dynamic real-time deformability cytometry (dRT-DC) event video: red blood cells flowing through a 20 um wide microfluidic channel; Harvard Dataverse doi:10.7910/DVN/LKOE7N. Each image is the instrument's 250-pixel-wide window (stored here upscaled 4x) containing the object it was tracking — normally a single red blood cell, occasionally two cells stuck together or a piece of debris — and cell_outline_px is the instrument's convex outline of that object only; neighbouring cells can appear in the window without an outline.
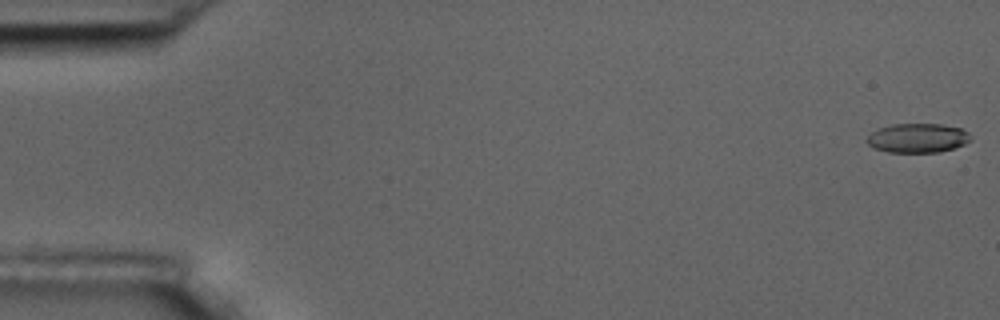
{"species": "common noctule bat (a hibernating species)", "species_latin": "Nyctalus noctula", "temperature_condition": "room temperature", "stored_images_in_passage": 50, "camera_frame_rate_fps": 3000, "um_per_image_px": 0.085, "animal": {"sex": "male", "body_mass_g": 17.5, "forearm_length_mm": 52.3}, "frame": {"image": 1, "passage_image": 1, "time_ms": 0.0, "image_size_px": [1000, 320], "cell_outline_px": [[972, 140], [964, 144], [940, 152], [888, 152], [872, 148], [864, 140], [872, 132], [880, 128], [892, 124], [940, 124], [960, 128], [968, 132], [972, 136]], "centroid_in_image_um": [77.99, 11.73], "position_along_channel_um": 7.0, "area_um2": 17.74}}
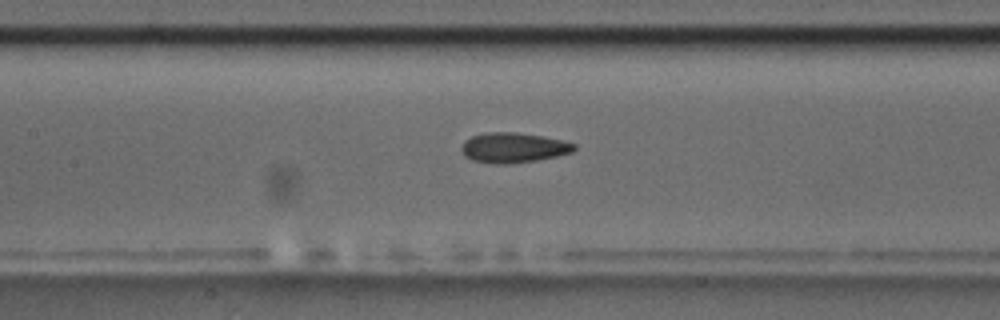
{"frame": {"image": 2, "passage_image": 26, "time_ms": 8.333, "image_size_px": [1000, 320], "cell_outline_px": [[576, 148], [572, 152], [556, 156], [536, 160], [504, 164], [496, 164], [472, 160], [464, 156], [460, 148], [464, 140], [472, 136], [484, 132], [516, 132], [544, 136], [564, 140], [576, 144]], "centroid_in_image_um": [43.62, 12.54], "position_along_channel_um": 163.8, "area_um2": 19.88}}
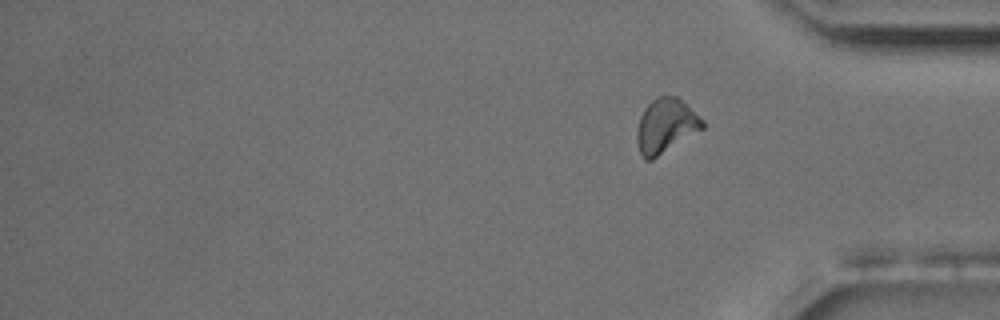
{"frame": {"image": 3, "passage_image": 50, "time_ms": 16.333, "image_size_px": [1000, 320], "cell_outline_px": [[704, 128], [652, 160], [644, 160], [640, 152], [636, 140], [636, 132], [640, 116], [644, 108], [656, 96], [676, 96], [704, 120]], "centroid_in_image_um": [56.57, 10.7], "position_along_channel_um": 378.6, "area_um2": 20.69}, "authors_computed_cell_mechanics": {"area_um2": 19.0162, "velocity_mm_per_s": 3.6456, "shape_relaxation_time_tau1_ms": 8.2701, "shape_relaxation_time_tau2_ms": 2.7056, "deformation_change_tau1": 0.1711, "deformation_change_tau2": 0.0956}}